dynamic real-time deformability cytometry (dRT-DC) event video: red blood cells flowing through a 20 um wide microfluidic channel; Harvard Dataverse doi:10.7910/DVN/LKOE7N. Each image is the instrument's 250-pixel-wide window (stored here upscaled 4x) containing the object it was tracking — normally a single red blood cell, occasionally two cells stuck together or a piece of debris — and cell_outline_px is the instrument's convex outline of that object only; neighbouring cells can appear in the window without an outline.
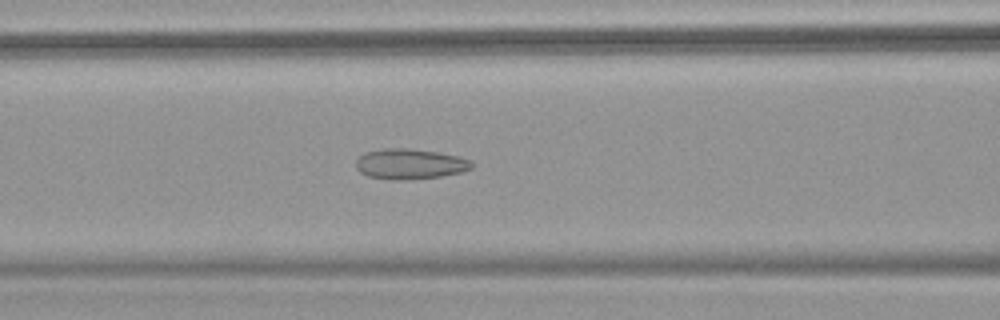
{"species": "common noctule bat (a hibernating species)", "species_latin": "Nyctalus noctula", "temperature_condition": "warm", "stored_images_in_passage": 53, "camera_frame_rate_fps": 3000, "um_per_image_px": 0.085, "animal": {"sex": "female", "body_mass_g": 18.4}, "frame": {"image": 1, "passage_image": 23, "time_ms": 7.333, "image_size_px": [1000, 320], "cell_outline_px": [[472, 168], [460, 172], [440, 176], [412, 180], [396, 180], [368, 176], [360, 172], [356, 168], [356, 160], [364, 152], [384, 148], [408, 148], [436, 152], [456, 156], [468, 160], [472, 164]], "centroid_in_image_um": [34.79, 13.94], "position_along_channel_um": 131.8, "area_um2": 20.35}}
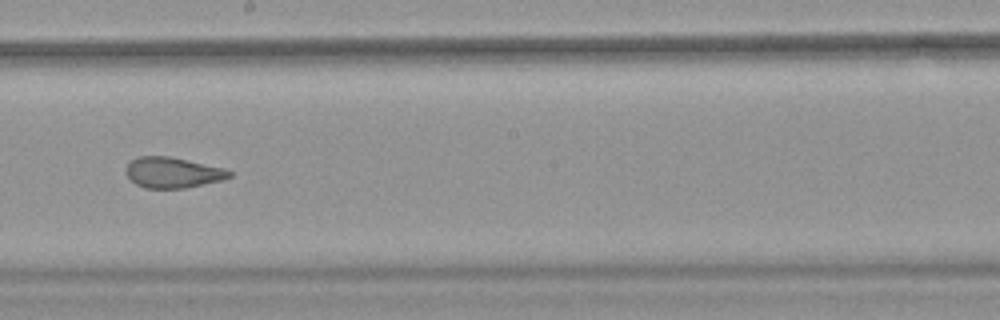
{"frame": {"image": 2, "passage_image": 31, "time_ms": 10.0, "image_size_px": [1000, 320], "cell_outline_px": [[232, 176], [220, 180], [184, 188], [144, 188], [136, 184], [128, 176], [124, 168], [132, 160], [140, 156], [168, 156], [224, 168], [232, 172]], "centroid_in_image_um": [14.66, 14.66], "position_along_channel_um": 233.5, "area_um2": 18.21}, "authors_computed_cell_mechanics": {"area_um2": 21.5594, "velocity_mm_per_s": 3.8286, "shape_relaxation_time_tau1_ms": null, "shape_relaxation_time_tau2_ms": 1.3739, "deformation_change_tau1": null, "deformation_change_tau2": 0.0865}}